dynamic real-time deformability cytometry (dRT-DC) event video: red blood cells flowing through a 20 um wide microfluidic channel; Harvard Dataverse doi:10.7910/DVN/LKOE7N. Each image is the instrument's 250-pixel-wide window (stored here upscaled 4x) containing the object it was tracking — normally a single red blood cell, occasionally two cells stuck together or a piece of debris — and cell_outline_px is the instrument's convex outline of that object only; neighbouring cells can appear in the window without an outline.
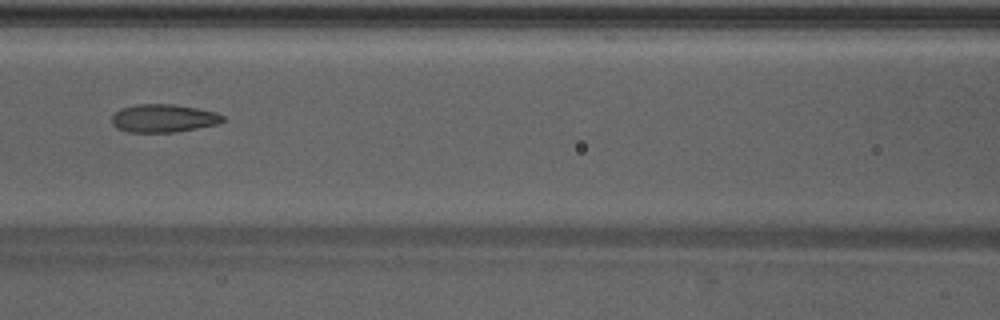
{"species": "Egyptian fruit bat (a non-hibernating species)", "species_latin": "Rousettus aegyptiacus", "temperature_condition": "warm", "stored_images_in_passage": 29, "camera_frame_rate_fps": 3000, "um_per_image_px": 0.085, "animal": {"sex": "male"}, "frame": {"image": 1, "passage_image": 9, "time_ms": 2.667, "image_size_px": [1000, 320], "cell_outline_px": [[224, 120], [216, 124], [176, 132], [128, 132], [116, 128], [112, 124], [112, 116], [120, 108], [136, 104], [172, 104], [196, 108], [216, 112], [224, 116]], "centroid_in_image_um": [13.86, 10.05], "position_along_channel_um": 152.7, "area_um2": 18.09}}
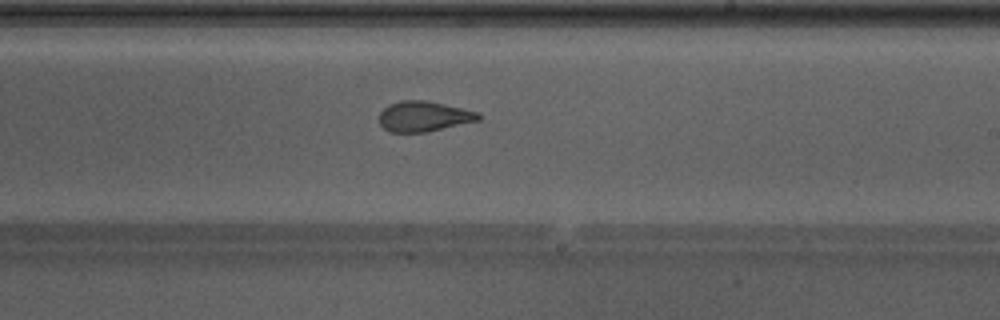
{"frame": {"image": 2, "passage_image": 16, "time_ms": 5.0, "image_size_px": [1000, 320], "cell_outline_px": [[480, 120], [428, 132], [388, 132], [380, 124], [380, 112], [388, 104], [400, 100], [424, 100], [444, 104], [480, 112]], "centroid_in_image_um": [36.02, 9.89], "position_along_channel_um": 253.0, "area_um2": 17.63}}
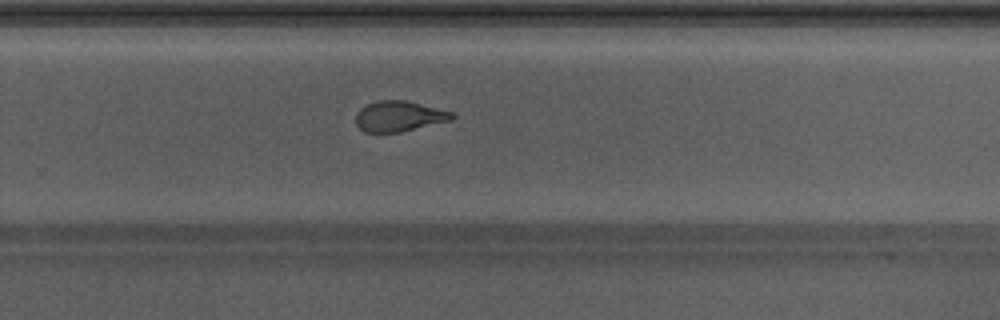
{"frame": {"image": 3, "passage_image": 19, "time_ms": 6.0, "image_size_px": [1000, 320], "cell_outline_px": [[456, 116], [452, 120], [400, 132], [364, 132], [356, 124], [356, 112], [360, 108], [368, 104], [380, 100], [404, 100], [452, 112]], "centroid_in_image_um": [33.91, 9.89], "position_along_channel_um": 295.9, "area_um2": 16.94}, "authors_computed_cell_mechanics": {"area_um2": 18.0914, "velocity_mm_per_s": 4.3145, "shape_relaxation_time_tau1_ms": 4.2995, "shape_relaxation_time_tau2_ms": 1.4124, "deformation_change_tau1": 0.189, "deformation_change_tau2": 0.0984}}